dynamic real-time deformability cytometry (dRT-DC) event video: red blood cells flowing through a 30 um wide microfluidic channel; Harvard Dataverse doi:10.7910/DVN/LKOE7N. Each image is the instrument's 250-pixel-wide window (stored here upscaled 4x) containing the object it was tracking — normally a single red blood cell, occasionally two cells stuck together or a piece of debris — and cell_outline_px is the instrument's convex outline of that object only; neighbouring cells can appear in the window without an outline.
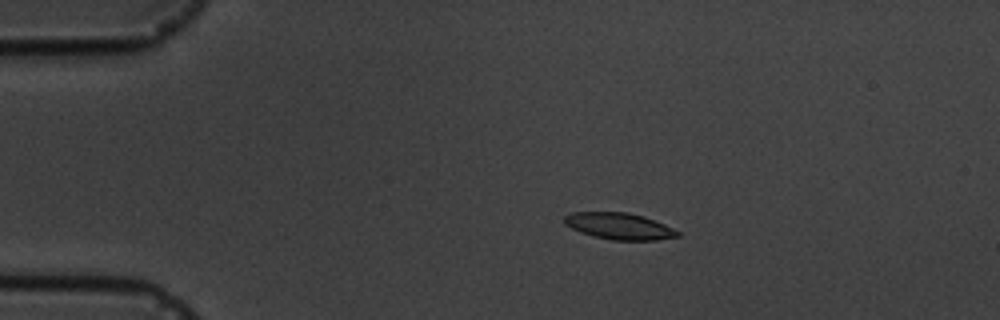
{"species": "common noctule bat (a hibernating species)", "species_latin": "Nyctalus noctula", "temperature_condition": "cold", "stored_images_in_passage": 16, "camera_frame_rate_fps": 3000, "um_per_image_px": 0.085, "animal": {"sex": "male", "body_mass_g": 19.5, "forearm_length_mm": 54.6}, "frame": {"image": 1, "passage_image": 3, "time_ms": 2.333, "image_size_px": [1000, 320], "cell_outline_px": [[680, 236], [656, 240], [612, 240], [580, 232], [564, 224], [564, 216], [572, 212], [628, 212], [644, 216], [664, 224], [680, 232]], "centroid_in_image_um": [52.64, 19.21], "position_along_channel_um": 32.4, "area_um2": 17.46}}
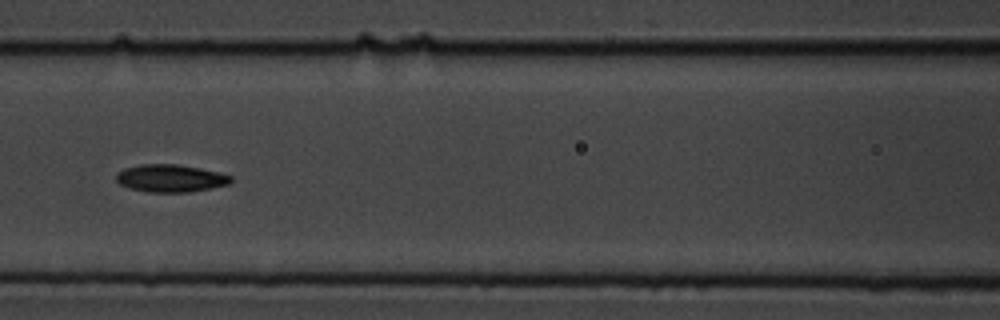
{"frame": {"image": 2, "passage_image": 7, "time_ms": 7.0, "image_size_px": [1000, 320], "cell_outline_px": [[232, 180], [228, 184], [212, 188], [188, 192], [148, 192], [128, 188], [120, 184], [116, 180], [116, 172], [124, 168], [140, 164], [176, 164], [200, 168], [220, 172], [232, 176]], "centroid_in_image_um": [14.48, 15.15], "position_along_channel_um": 152.1, "area_um2": 18.55}}
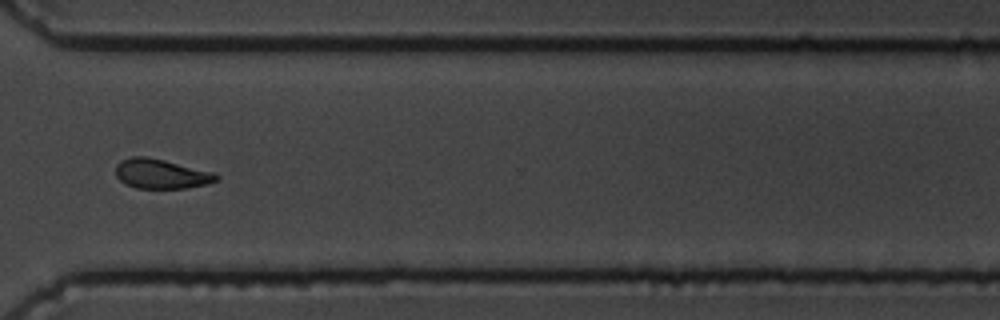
{"frame": {"image": 3, "passage_image": 12, "time_ms": 12.667, "image_size_px": [1000, 320], "cell_outline_px": [[220, 180], [208, 184], [188, 188], [136, 188], [124, 184], [116, 176], [116, 164], [120, 160], [132, 156], [148, 156], [212, 172], [220, 176]], "centroid_in_image_um": [13.69, 14.78], "position_along_channel_um": 356.9, "area_um2": 17.51}, "authors_computed_cell_mechanics": {"area_um2": 17.4845, "velocity_mm_per_s": 3.6226, "shape_relaxation_time_tau1_ms": 1.9031, "shape_relaxation_time_tau2_ms": 5.8481, "deformation_change_tau1": 0.088, "deformation_change_tau2": 0.1202}}